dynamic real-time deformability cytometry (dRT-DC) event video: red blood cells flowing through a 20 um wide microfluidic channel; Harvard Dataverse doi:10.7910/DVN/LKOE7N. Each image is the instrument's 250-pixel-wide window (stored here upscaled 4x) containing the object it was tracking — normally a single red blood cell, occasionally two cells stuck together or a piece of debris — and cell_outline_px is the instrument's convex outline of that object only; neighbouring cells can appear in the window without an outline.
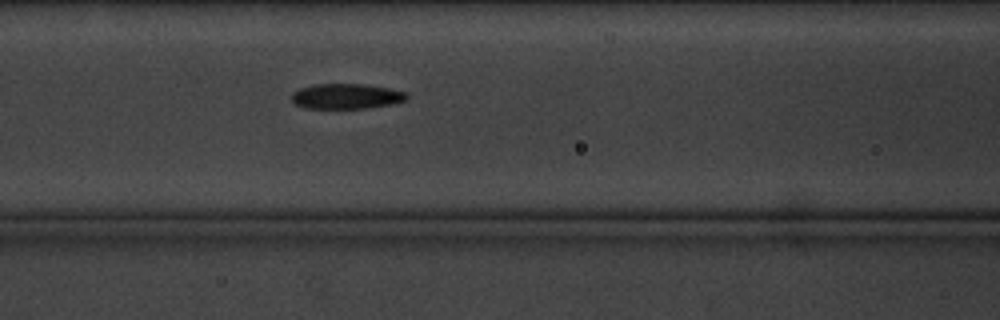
{"species": "common noctule bat (a hibernating species)", "species_latin": "Nyctalus noctula", "temperature_condition": "cold", "stored_images_in_passage": 8, "camera_frame_rate_fps": 3000, "um_per_image_px": 0.085, "animal": {"sex": "male", "body_mass_g": 20.1, "forearm_length_mm": 53.5}, "frame": {"image": 1, "passage_image": 8, "time_ms": 8.0, "image_size_px": [1000, 320], "cell_outline_px": [[408, 100], [392, 104], [364, 108], [304, 108], [296, 104], [292, 100], [292, 92], [300, 88], [312, 84], [368, 84], [408, 92]], "centroid_in_image_um": [29.46, 8.17], "position_along_channel_um": 137.1, "area_um2": 17.05}}